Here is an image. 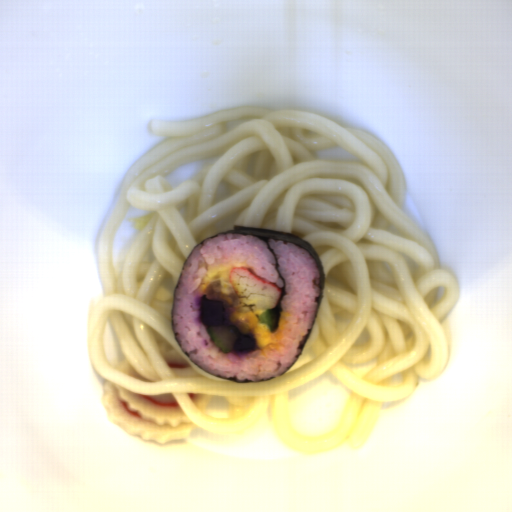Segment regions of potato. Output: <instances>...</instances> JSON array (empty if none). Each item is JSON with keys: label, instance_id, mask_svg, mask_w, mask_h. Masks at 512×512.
Instances as JSON below:
<instances>
[{"label": "potato", "instance_id": "potato-1", "mask_svg": "<svg viewBox=\"0 0 512 512\" xmlns=\"http://www.w3.org/2000/svg\"><path fill=\"white\" fill-rule=\"evenodd\" d=\"M199 321L207 327H222L225 323V305L222 300H209L202 295L199 301Z\"/></svg>", "mask_w": 512, "mask_h": 512}, {"label": "potato", "instance_id": "potato-2", "mask_svg": "<svg viewBox=\"0 0 512 512\" xmlns=\"http://www.w3.org/2000/svg\"><path fill=\"white\" fill-rule=\"evenodd\" d=\"M236 335L237 340L234 343L232 350L235 352H248L253 351L257 346V340L250 334H242L240 330L234 325H229V327Z\"/></svg>", "mask_w": 512, "mask_h": 512}]
</instances>
